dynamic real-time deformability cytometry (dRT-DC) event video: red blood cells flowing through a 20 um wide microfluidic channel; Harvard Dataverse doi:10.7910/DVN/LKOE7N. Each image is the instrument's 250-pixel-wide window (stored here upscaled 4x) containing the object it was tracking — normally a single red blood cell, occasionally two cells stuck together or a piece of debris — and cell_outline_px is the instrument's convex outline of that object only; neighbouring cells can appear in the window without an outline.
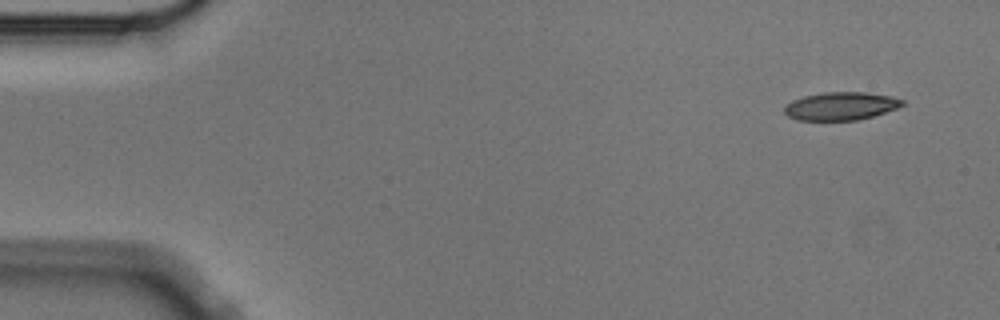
{"species": "Egyptian fruit bat (a non-hibernating species)", "species_latin": "Rousettus aegyptiacus", "temperature_condition": "cold", "stored_images_in_passage": 4, "camera_frame_rate_fps": 3000, "um_per_image_px": 0.085, "animal": {"sex": "male"}, "frame": {"image": 1, "passage_image": 1, "time_ms": 0.0, "image_size_px": [1000, 320], "cell_outline_px": [[904, 104], [896, 108], [872, 116], [856, 120], [796, 120], [788, 116], [784, 112], [784, 108], [792, 100], [804, 96], [824, 92], [864, 92], [892, 96], [904, 100]], "centroid_in_image_um": [71.46, 9.01], "position_along_channel_um": 13.5, "area_um2": 19.13}}
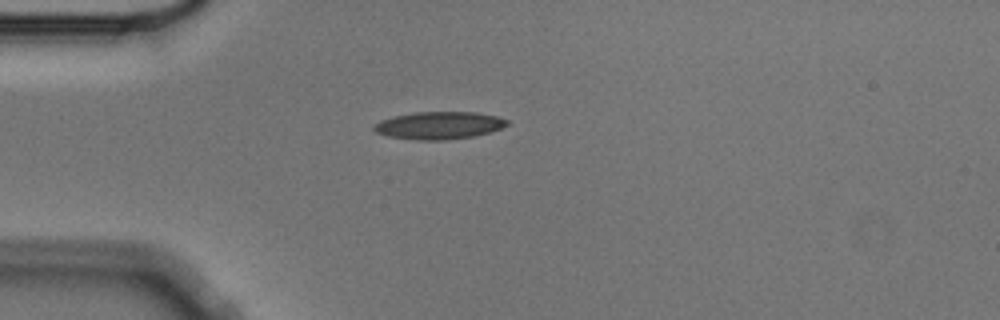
{"frame": {"image": 2, "passage_image": 4, "time_ms": 1.0, "image_size_px": [1000, 320], "cell_outline_px": [[508, 124], [492, 132], [472, 136], [444, 140], [416, 140], [388, 136], [376, 132], [372, 128], [380, 120], [392, 116], [412, 112], [476, 112], [496, 116], [508, 120]], "centroid_in_image_um": [37.3, 10.65], "position_along_channel_um": 47.7, "area_um2": 21.33}}